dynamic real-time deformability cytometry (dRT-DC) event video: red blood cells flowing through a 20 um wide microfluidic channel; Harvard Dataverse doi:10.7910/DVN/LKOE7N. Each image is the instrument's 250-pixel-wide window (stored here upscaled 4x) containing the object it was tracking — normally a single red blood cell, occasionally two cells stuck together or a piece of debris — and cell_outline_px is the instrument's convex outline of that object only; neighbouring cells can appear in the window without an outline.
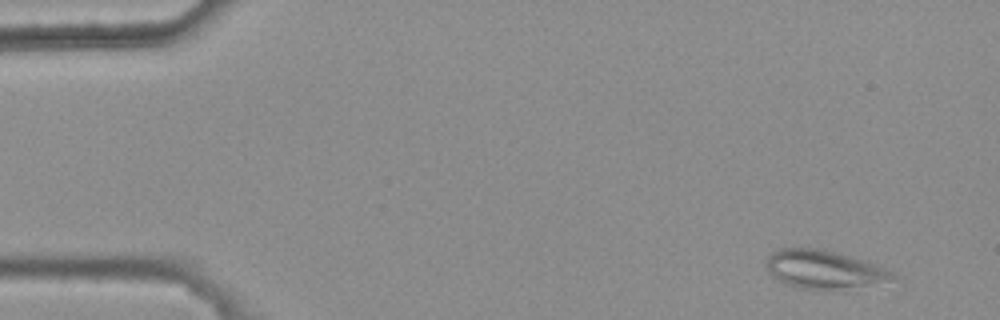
{"species": "common noctule bat (a hibernating species)", "species_latin": "Nyctalus noctula", "temperature_condition": "warm", "stored_images_in_passage": 4, "camera_frame_rate_fps": 3000, "um_per_image_px": 0.085, "animal": {"sex": "female", "body_mass_g": 25.1}, "frame": {"image": 1, "passage_image": 1, "time_ms": 0.0, "image_size_px": [1000, 320], "cell_outline_px": [[896, 276], [848, 292], [832, 292], [800, 288], [784, 284], [772, 276], [768, 272], [764, 264], [764, 260], [776, 248], [824, 248], [840, 252], [868, 260], [892, 272]], "centroid_in_image_um": [70.0, 22.92], "position_along_channel_um": 15.0, "area_um2": 29.54}}